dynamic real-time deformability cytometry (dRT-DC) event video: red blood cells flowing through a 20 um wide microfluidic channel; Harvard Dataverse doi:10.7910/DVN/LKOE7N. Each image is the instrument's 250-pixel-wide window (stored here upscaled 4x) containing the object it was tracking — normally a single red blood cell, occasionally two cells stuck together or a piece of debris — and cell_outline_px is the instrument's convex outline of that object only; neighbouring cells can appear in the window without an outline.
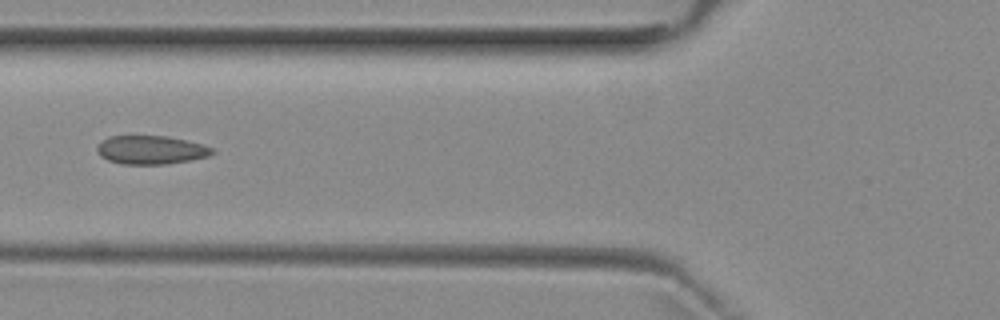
{"species": "common noctule bat (a hibernating species)", "species_latin": "Nyctalus noctula", "temperature_condition": "room temperature", "stored_images_in_passage": 6, "camera_frame_rate_fps": 3000, "um_per_image_px": 0.085, "animal": {"sex": "female", "body_mass_g": 29.2, "forearm_length_mm": 56.3}, "frame": {"image": 1, "passage_image": 6, "time_ms": 6.0, "image_size_px": [1000, 320], "cell_outline_px": [[216, 152], [208, 156], [188, 160], [164, 164], [124, 164], [108, 160], [100, 156], [96, 148], [108, 136], [168, 136], [204, 144], [216, 148]], "centroid_in_image_um": [12.88, 12.73], "position_along_channel_um": 112.9, "area_um2": 19.13}}